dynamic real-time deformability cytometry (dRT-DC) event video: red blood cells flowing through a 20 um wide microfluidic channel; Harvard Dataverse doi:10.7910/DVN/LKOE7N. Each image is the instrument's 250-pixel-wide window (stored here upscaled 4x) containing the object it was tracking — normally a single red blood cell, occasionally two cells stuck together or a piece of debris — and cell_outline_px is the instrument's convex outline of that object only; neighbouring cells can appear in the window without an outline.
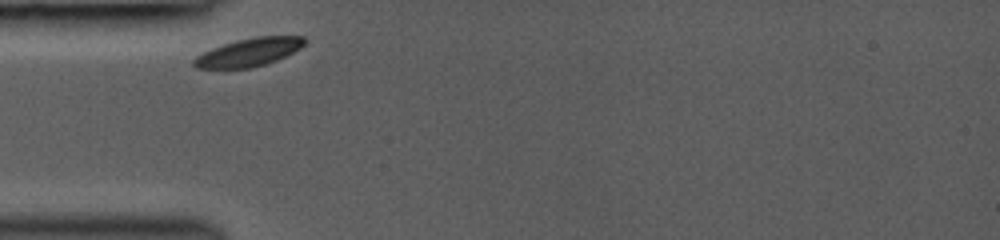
{"species": "common noctule bat (a hibernating species)", "species_latin": "Nyctalus noctula", "temperature_condition": "room temperature", "stored_images_in_passage": 28, "camera_frame_rate_fps": 3000, "um_per_image_px": 0.085, "animal": {"sex": "female", "body_mass_g": 19.0, "forearm_length_mm": 53.3}, "frame": {"image": 1, "passage_image": 1, "time_ms": 0.0, "image_size_px": [1000, 240], "cell_outline_px": [[308, 40], [300, 48], [276, 60], [264, 64], [248, 68], [196, 68], [192, 64], [192, 60], [196, 56], [212, 48], [236, 40], [256, 36], [304, 36]], "centroid_in_image_um": [21.15, 4.43], "position_along_channel_um": 63.9, "area_um2": 17.98}}
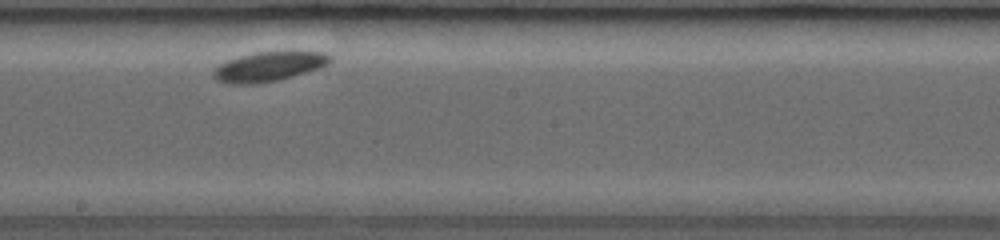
{"frame": {"image": 2, "passage_image": 14, "time_ms": 4.333, "image_size_px": [1000, 240], "cell_outline_px": [[332, 60], [328, 64], [280, 80], [256, 84], [228, 84], [216, 80], [212, 76], [212, 72], [220, 64], [228, 60], [240, 56], [256, 52], [328, 52], [332, 56]], "centroid_in_image_um": [22.82, 5.67], "position_along_channel_um": 225.4, "area_um2": 19.94}}
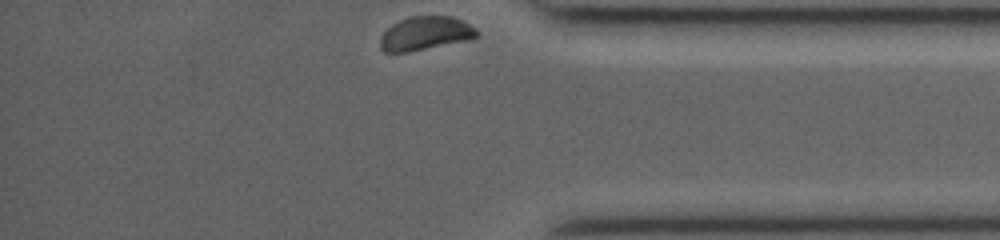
{"frame": {"image": 3, "passage_image": 28, "time_ms": 9.0, "image_size_px": [1000, 240], "cell_outline_px": [[480, 36], [472, 40], [408, 52], [384, 52], [380, 48], [380, 36], [392, 24], [408, 16], [452, 16], [476, 28], [480, 32]], "centroid_in_image_um": [36.19, 2.85], "position_along_channel_um": 399.0, "area_um2": 19.25}}